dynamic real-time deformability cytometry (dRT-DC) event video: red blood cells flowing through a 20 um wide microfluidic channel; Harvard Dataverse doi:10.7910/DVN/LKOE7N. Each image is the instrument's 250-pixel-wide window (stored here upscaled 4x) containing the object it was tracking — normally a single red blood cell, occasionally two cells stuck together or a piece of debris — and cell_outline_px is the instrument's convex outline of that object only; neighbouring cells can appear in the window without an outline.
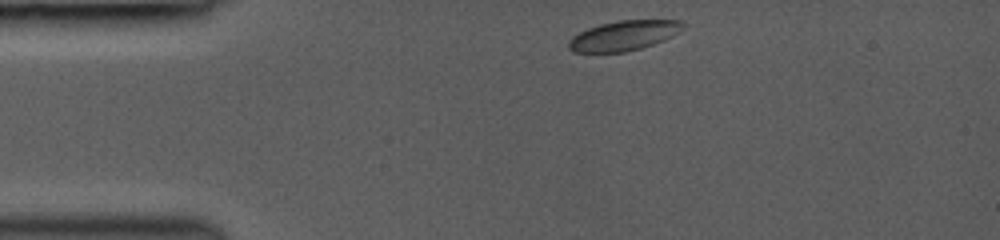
{"species": "common noctule bat (a hibernating species)", "species_latin": "Nyctalus noctula", "temperature_condition": "room temperature", "stored_images_in_passage": 42, "camera_frame_rate_fps": 3000, "um_per_image_px": 0.085, "animal": {"sex": "female", "body_mass_g": 19.0, "forearm_length_mm": 53.3}, "frame": {"image": 1, "passage_image": 1, "time_ms": 0.0, "image_size_px": [1000, 240], "cell_outline_px": [[684, 28], [680, 32], [664, 40], [640, 48], [624, 52], [572, 52], [568, 48], [568, 40], [572, 36], [588, 28], [600, 24], [616, 20], [684, 20]], "centroid_in_image_um": [53.02, 3.01], "position_along_channel_um": 32.0, "area_um2": 20.0}}
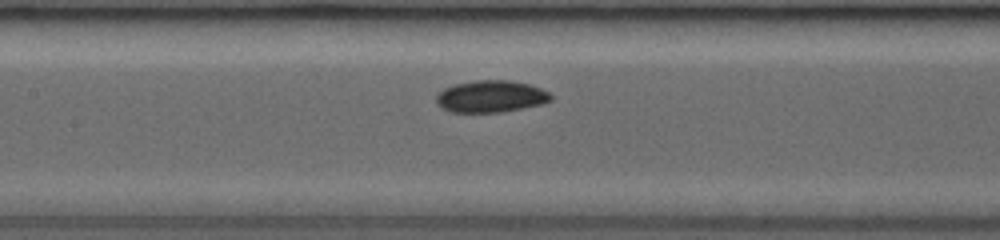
{"frame": {"image": 2, "passage_image": 16, "time_ms": 4.333, "image_size_px": [1000, 240], "cell_outline_px": [[552, 100], [544, 104], [504, 112], [452, 112], [440, 108], [436, 104], [436, 96], [444, 88], [456, 84], [476, 80], [512, 80], [528, 84], [540, 88], [548, 92], [552, 96]], "centroid_in_image_um": [41.73, 8.2], "position_along_channel_um": 165.7, "area_um2": 21.5}}
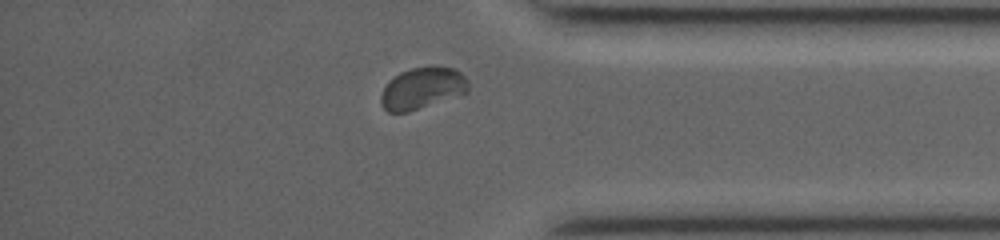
{"frame": {"image": 3, "passage_image": 36, "time_ms": 10.0, "image_size_px": [1000, 240], "cell_outline_px": [[468, 92], [408, 112], [388, 112], [380, 104], [380, 96], [388, 80], [400, 72], [412, 68], [452, 68], [460, 72], [468, 80]], "centroid_in_image_um": [35.85, 7.52], "position_along_channel_um": 399.3, "area_um2": 20.81}, "authors_computed_cell_mechanics": {"area_um2": 21.3282, "velocity_mm_per_s": 4.1724, "shape_relaxation_time_tau1_ms": 6.3842, "shape_relaxation_time_tau2_ms": 1.2897, "deformation_change_tau1": 0.1069, "deformation_change_tau2": 0.0291}}